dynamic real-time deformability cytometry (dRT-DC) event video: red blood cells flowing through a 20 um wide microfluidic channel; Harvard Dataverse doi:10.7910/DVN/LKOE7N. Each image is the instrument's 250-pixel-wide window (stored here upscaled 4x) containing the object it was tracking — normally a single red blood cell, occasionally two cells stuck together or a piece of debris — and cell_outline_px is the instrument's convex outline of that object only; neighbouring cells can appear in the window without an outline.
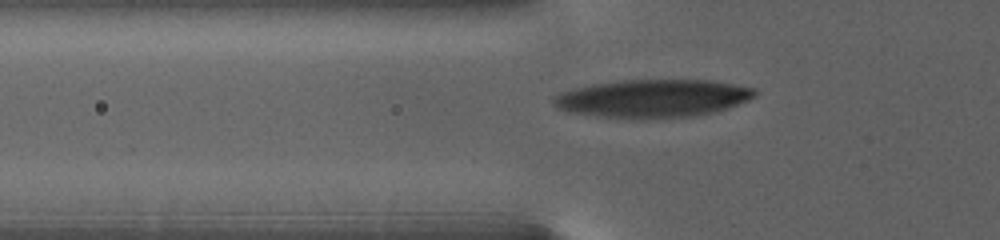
{"species": "human", "species_latin": "Homo sapiens", "temperature_condition": "warm", "stored_images_in_passage": 16, "camera_frame_rate_fps": 3000, "um_per_image_px": 0.085, "donor": {"sex": "female"}, "frame": {"image": 1, "passage_image": 5, "time_ms": 1.667, "image_size_px": [1000, 240], "cell_outline_px": [[756, 96], [748, 100], [728, 108], [696, 116], [644, 120], [632, 120], [596, 116], [568, 112], [556, 108], [552, 104], [552, 100], [560, 92], [592, 84], [624, 80], [716, 80], [756, 88]], "centroid_in_image_um": [55.48, 8.38], "position_along_channel_um": 70.3, "area_um2": 45.37}}
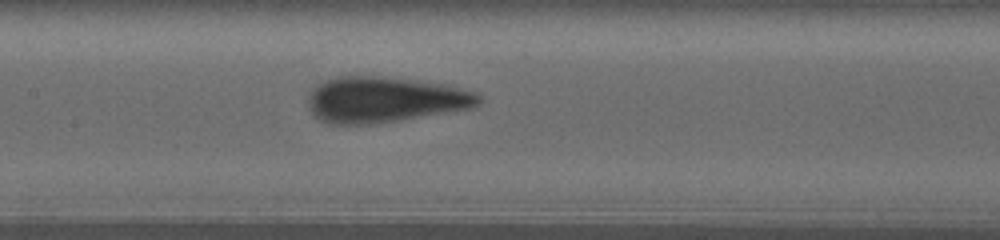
{"frame": {"image": 2, "passage_image": 10, "time_ms": 5.667, "image_size_px": [1000, 240], "cell_outline_px": [[480, 100], [472, 108], [400, 120], [372, 124], [328, 124], [320, 120], [308, 108], [308, 96], [312, 88], [316, 84], [324, 80], [340, 76], [376, 76], [416, 80], [448, 84], [476, 92], [480, 96]], "centroid_in_image_um": [32.67, 8.46], "position_along_channel_um": 174.7, "area_um2": 45.66}}
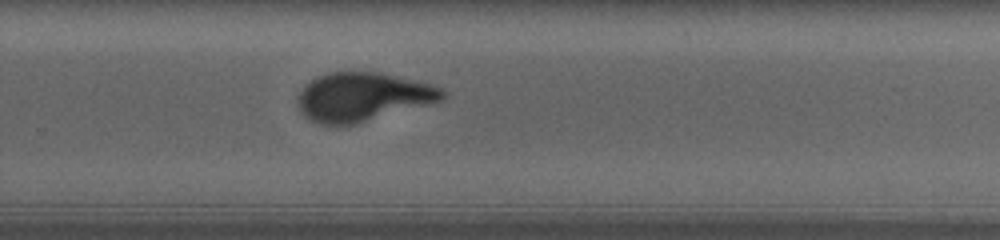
{"frame": {"image": 3, "passage_image": 16, "time_ms": 10.333, "image_size_px": [1000, 240], "cell_outline_px": [[444, 96], [440, 100], [352, 124], [320, 124], [304, 116], [300, 112], [296, 100], [300, 92], [316, 76], [328, 72], [380, 72], [428, 84], [440, 88], [444, 92]], "centroid_in_image_um": [30.74, 8.21], "position_along_channel_um": 299.1, "area_um2": 39.88}}